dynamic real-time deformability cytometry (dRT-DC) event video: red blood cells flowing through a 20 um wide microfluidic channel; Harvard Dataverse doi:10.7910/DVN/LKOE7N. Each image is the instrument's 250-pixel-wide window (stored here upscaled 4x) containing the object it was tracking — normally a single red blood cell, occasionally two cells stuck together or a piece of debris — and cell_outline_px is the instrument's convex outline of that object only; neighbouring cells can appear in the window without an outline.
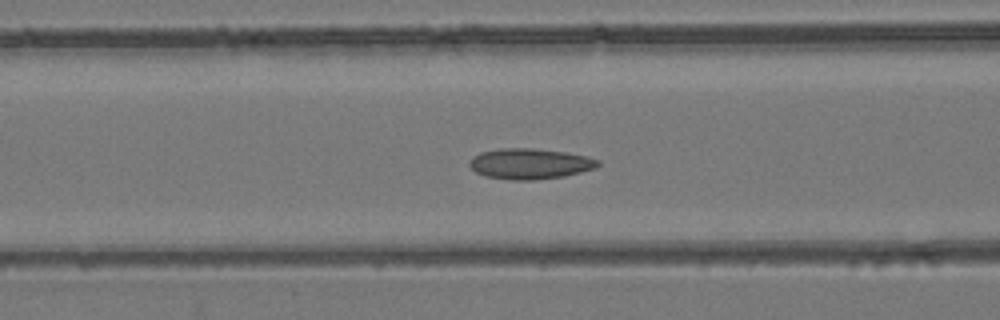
{"species": "common noctule bat (a hibernating species)", "species_latin": "Nyctalus noctula", "temperature_condition": "room temperature", "stored_images_in_passage": 32, "camera_frame_rate_fps": 3000, "um_per_image_px": 0.085, "animal": {"sex": "female", "body_mass_g": 24.6, "forearm_length_mm": 56.2}, "frame": {"image": 1, "passage_image": 6, "time_ms": 1.667, "image_size_px": [1000, 320], "cell_outline_px": [[600, 164], [596, 168], [564, 176], [532, 180], [512, 180], [484, 176], [476, 172], [468, 164], [472, 156], [480, 152], [500, 148], [532, 148], [568, 152], [600, 160]], "centroid_in_image_um": [45.02, 13.91], "position_along_channel_um": 121.6, "area_um2": 23.0}}
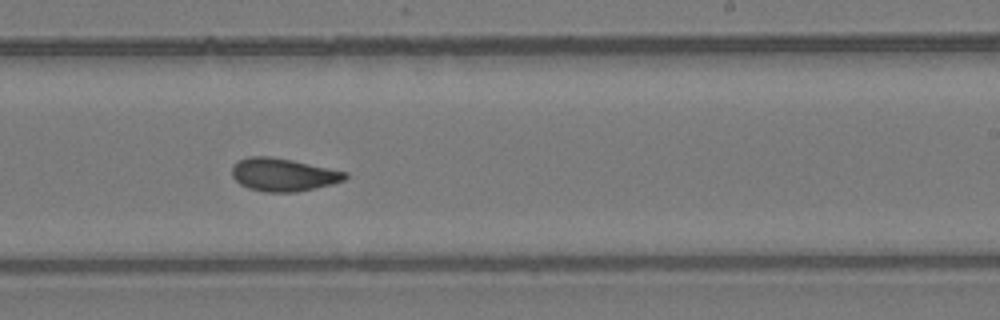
{"frame": {"image": 2, "passage_image": 17, "time_ms": 5.333, "image_size_px": [1000, 320], "cell_outline_px": [[348, 176], [344, 180], [332, 184], [296, 192], [264, 192], [248, 188], [240, 184], [232, 176], [232, 168], [240, 160], [248, 156], [268, 156], [292, 160], [348, 172]], "centroid_in_image_um": [24.08, 14.85], "position_along_channel_um": 264.9, "area_um2": 21.62}}
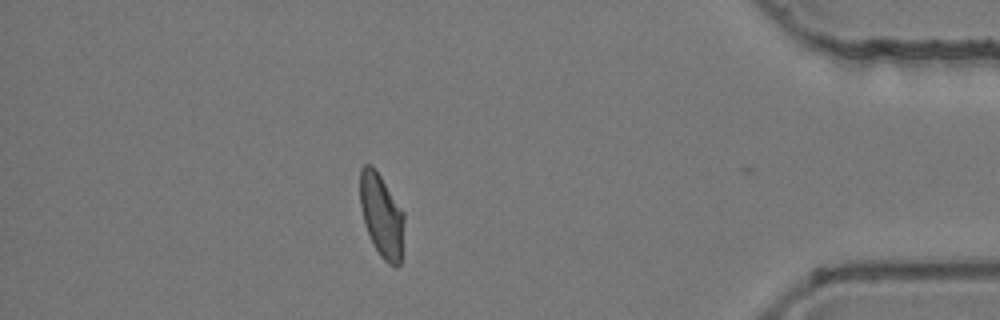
{"frame": {"image": 3, "passage_image": 31, "time_ms": 10.0, "image_size_px": [1000, 320], "cell_outline_px": [[404, 220], [400, 264], [396, 268], [388, 264], [380, 256], [364, 224], [360, 204], [360, 168], [364, 164], [372, 164], [404, 212]], "centroid_in_image_um": [32.43, 18.31], "position_along_channel_um": 402.8, "area_um2": 21.27}, "authors_computed_cell_mechanics": {"area_um2": 21.5883, "velocity_mm_per_s": 3.9153, "shape_relaxation_time_tau1_ms": 10.8855, "shape_relaxation_time_tau2_ms": 1.5757, "deformation_change_tau1": 0.2067, "deformation_change_tau2": 0.0609}}